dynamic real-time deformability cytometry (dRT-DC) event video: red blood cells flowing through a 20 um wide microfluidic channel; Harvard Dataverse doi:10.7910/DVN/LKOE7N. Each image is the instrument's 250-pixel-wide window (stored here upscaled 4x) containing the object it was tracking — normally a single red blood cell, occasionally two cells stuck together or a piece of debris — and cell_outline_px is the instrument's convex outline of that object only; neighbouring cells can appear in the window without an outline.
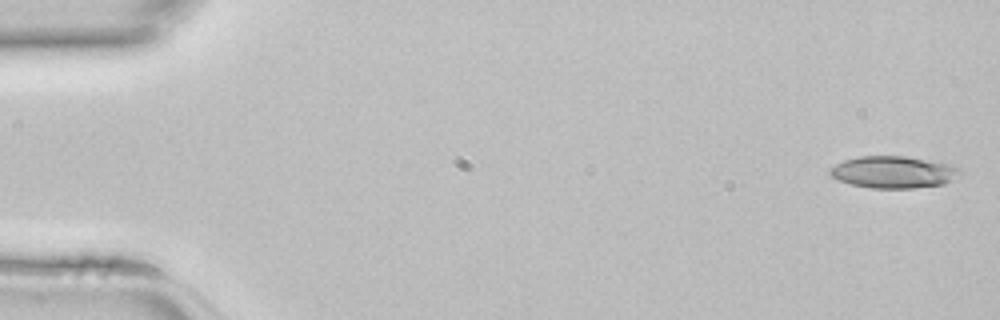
{"species": "common noctule bat (a hibernating species)", "species_latin": "Nyctalus noctula", "temperature_condition": "room temperature", "stored_images_in_passage": 44, "camera_frame_rate_fps": 3000, "um_per_image_px": 0.085, "animal": {"sex": "female", "body_mass_g": 22.7, "forearm_length_mm": 54.2}, "frame": {"image": 1, "passage_image": 1, "time_ms": 0.0, "image_size_px": [1000, 320], "cell_outline_px": [[964, 172], [944, 184], [912, 188], [872, 188], [852, 184], [840, 180], [832, 176], [828, 172], [836, 164], [844, 160], [860, 156], [904, 156], [940, 160], [952, 164], [960, 168]], "centroid_in_image_um": [76.04, 14.61], "position_along_channel_um": 9.0, "area_um2": 24.45}}
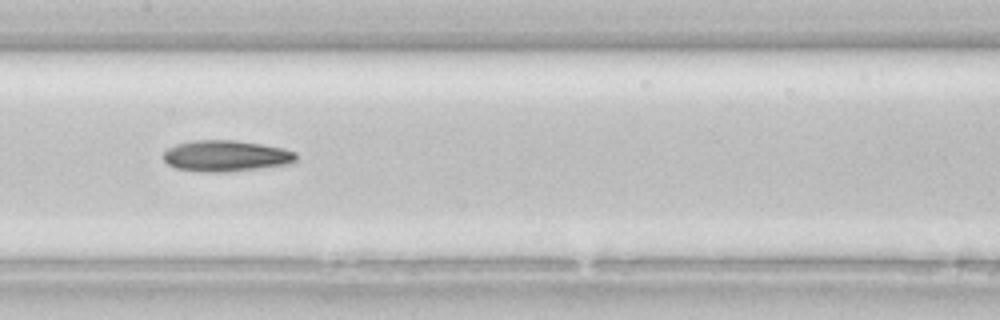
{"frame": {"image": 2, "passage_image": 22, "time_ms": 7.0, "image_size_px": [1000, 320], "cell_outline_px": [[296, 160], [292, 164], [224, 172], [204, 172], [176, 168], [168, 164], [164, 160], [164, 152], [168, 148], [176, 144], [192, 140], [232, 140], [260, 144], [284, 148], [296, 152]], "centroid_in_image_um": [19.22, 13.25], "position_along_channel_um": 188.2, "area_um2": 24.04}}
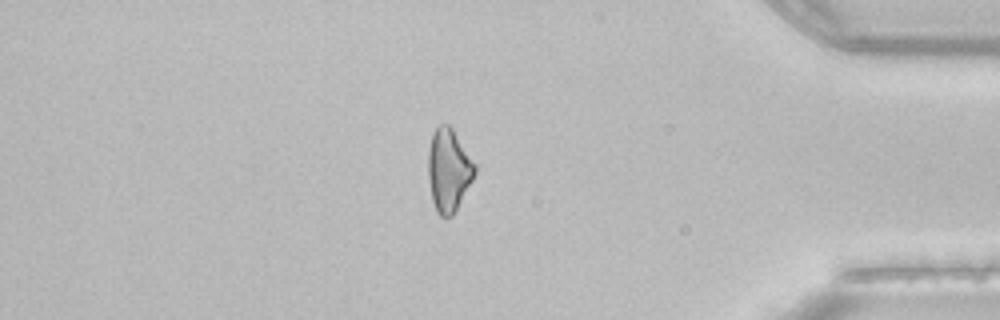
{"frame": {"image": 3, "passage_image": 38, "time_ms": 12.333, "image_size_px": [1000, 320], "cell_outline_px": [[476, 172], [472, 180], [452, 216], [440, 216], [436, 212], [432, 200], [428, 180], [428, 152], [432, 132], [440, 124], [448, 124], [452, 128], [476, 164]], "centroid_in_image_um": [38.12, 14.44], "position_along_channel_um": 397.1, "area_um2": 22.43}}